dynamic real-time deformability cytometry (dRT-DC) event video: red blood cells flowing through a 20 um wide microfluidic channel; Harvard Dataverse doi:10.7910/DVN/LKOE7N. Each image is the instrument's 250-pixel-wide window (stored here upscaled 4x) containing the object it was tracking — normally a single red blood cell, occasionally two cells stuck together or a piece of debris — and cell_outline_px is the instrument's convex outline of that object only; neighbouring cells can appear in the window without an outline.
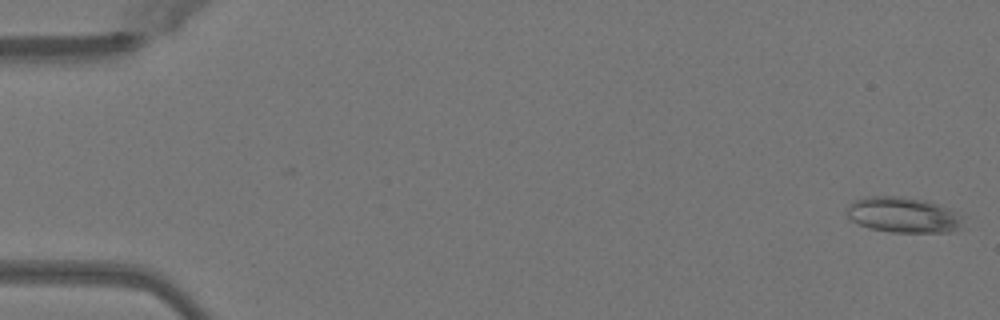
{"species": "Egyptian fruit bat (a non-hibernating species)", "species_latin": "Rousettus aegyptiacus", "temperature_condition": "warm", "stored_images_in_passage": 50, "camera_frame_rate_fps": 3000, "um_per_image_px": 0.085, "animal": {"sex": "female"}, "frame": {"image": 1, "passage_image": 1, "time_ms": 0.0, "image_size_px": [1000, 320], "cell_outline_px": [[964, 216], [960, 228], [952, 232], [892, 232], [868, 228], [852, 220], [848, 216], [844, 208], [852, 200], [872, 196], [900, 196], [924, 200], [948, 208]], "centroid_in_image_um": [76.75, 18.26], "position_along_channel_um": 8.2, "area_um2": 24.22}}
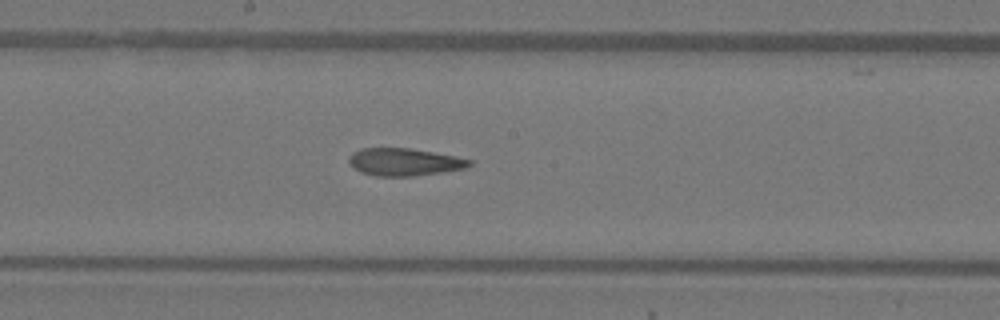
{"frame": {"image": 2, "passage_image": 27, "time_ms": 8.667, "image_size_px": [1000, 320], "cell_outline_px": [[472, 164], [468, 168], [444, 172], [416, 176], [372, 176], [360, 172], [352, 168], [348, 160], [348, 156], [352, 152], [360, 148], [408, 148], [456, 156], [472, 160]], "centroid_in_image_um": [34.35, 13.78], "position_along_channel_um": 213.9, "area_um2": 19.65}}
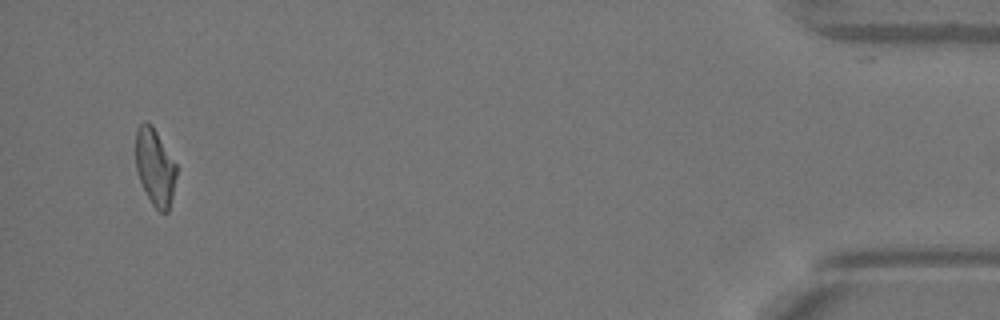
{"frame": {"image": 3, "passage_image": 48, "time_ms": 15.667, "image_size_px": [1000, 320], "cell_outline_px": [[176, 176], [172, 196], [168, 212], [160, 212], [152, 204], [140, 180], [136, 168], [136, 128], [144, 120], [148, 120], [152, 124], [176, 164]], "centroid_in_image_um": [13.16, 14.15], "position_along_channel_um": 422.0, "area_um2": 18.09}}